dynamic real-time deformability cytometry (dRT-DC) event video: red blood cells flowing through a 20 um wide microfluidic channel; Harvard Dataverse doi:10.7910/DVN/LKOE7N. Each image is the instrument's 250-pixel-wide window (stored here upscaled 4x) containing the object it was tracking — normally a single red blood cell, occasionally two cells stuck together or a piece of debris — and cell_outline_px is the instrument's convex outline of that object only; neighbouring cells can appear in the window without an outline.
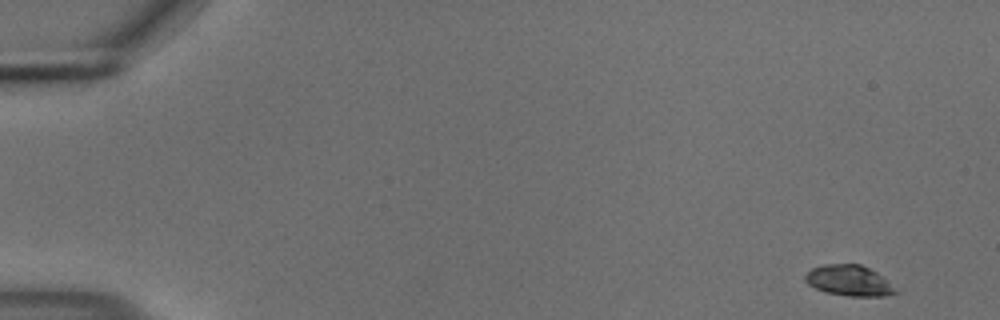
{"species": "common noctule bat (a hibernating species)", "species_latin": "Nyctalus noctula", "temperature_condition": "cold", "stored_images_in_passage": 54, "camera_frame_rate_fps": 3000, "um_per_image_px": 0.085, "animal": {"sex": "male", "body_mass_g": 18.8}, "frame": {"image": 1, "passage_image": 1, "time_ms": 0.0, "image_size_px": [1000, 320], "cell_outline_px": [[900, 292], [884, 296], [848, 296], [824, 292], [808, 284], [804, 280], [804, 276], [812, 268], [824, 264], [860, 264], [876, 272]], "centroid_in_image_um": [72.15, 23.85], "position_along_channel_um": 12.8, "area_um2": 16.07}}
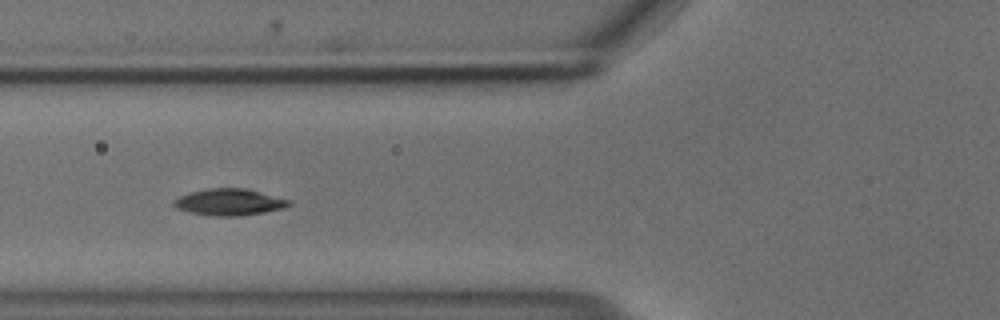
{"frame": {"image": 2, "passage_image": 20, "time_ms": 6.333, "image_size_px": [1000, 320], "cell_outline_px": [[292, 204], [284, 208], [264, 212], [240, 216], [212, 216], [188, 212], [176, 208], [172, 204], [172, 200], [188, 192], [208, 188], [248, 188], [292, 200]], "centroid_in_image_um": [19.49, 17.17], "position_along_channel_um": 106.3, "area_um2": 18.21}}
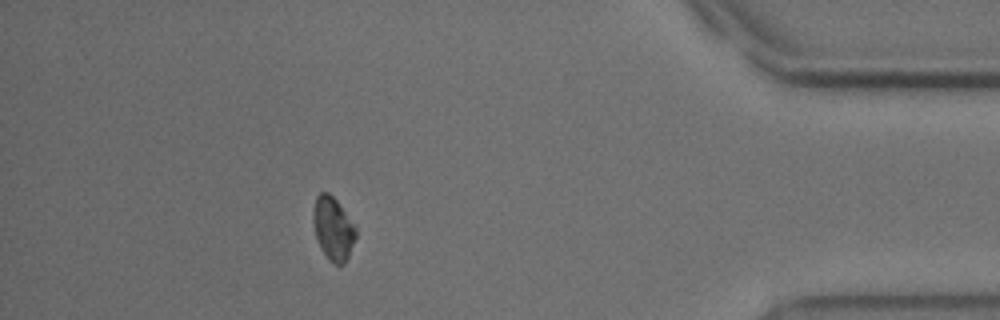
{"frame": {"image": 3, "passage_image": 48, "time_ms": 15.667, "image_size_px": [1000, 320], "cell_outline_px": [[356, 236], [348, 256], [344, 264], [336, 264], [328, 260], [316, 236], [312, 220], [312, 212], [316, 196], [320, 192], [328, 192], [336, 200], [356, 228]], "centroid_in_image_um": [28.29, 19.4], "position_along_channel_um": 406.9, "area_um2": 15.37}, "authors_computed_cell_mechanics": {"area_um2": 16.9643, "velocity_mm_per_s": 3.662, "shape_relaxation_time_tau1_ms": 4.3873, "shape_relaxation_time_tau2_ms": null, "deformation_change_tau1": 0.1182, "deformation_change_tau2": null}}